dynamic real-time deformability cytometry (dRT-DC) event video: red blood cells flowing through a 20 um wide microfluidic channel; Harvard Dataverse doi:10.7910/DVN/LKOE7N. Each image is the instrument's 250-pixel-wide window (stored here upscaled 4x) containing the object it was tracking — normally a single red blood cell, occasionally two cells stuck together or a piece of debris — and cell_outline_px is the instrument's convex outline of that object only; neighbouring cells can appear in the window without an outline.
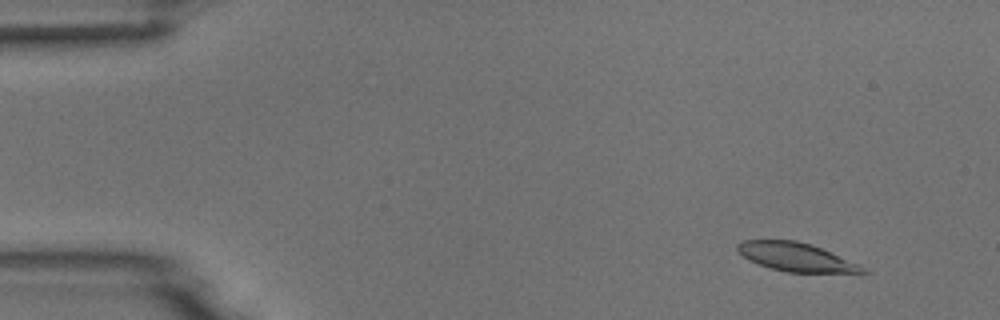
{"species": "common noctule bat (a hibernating species)", "species_latin": "Nyctalus noctula", "temperature_condition": "room temperature", "stored_images_in_passage": 6, "camera_frame_rate_fps": 3000, "um_per_image_px": 0.085, "animal": {"sex": "male", "body_mass_g": 18.8}, "frame": {"image": 1, "passage_image": 2, "time_ms": 0.333, "image_size_px": [1000, 320], "cell_outline_px": [[868, 272], [864, 276], [788, 272], [772, 268], [748, 260], [736, 248], [736, 244], [744, 240], [796, 240], [812, 244], [860, 264]], "centroid_in_image_um": [67.85, 21.9], "position_along_channel_um": 17.2, "area_um2": 21.68}}
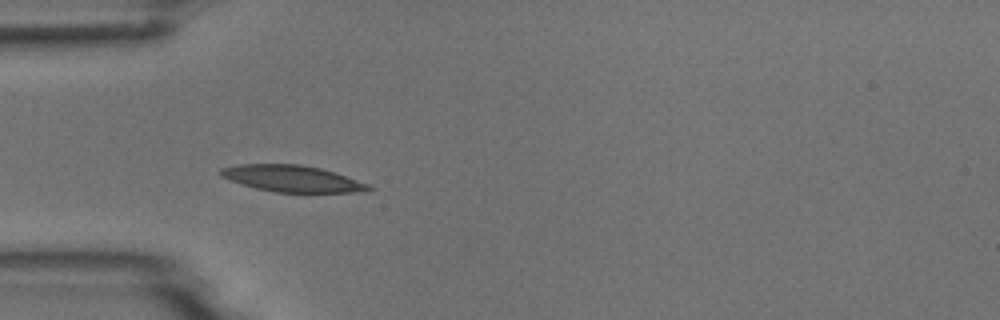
{"frame": {"image": 2, "passage_image": 5, "time_ms": 1.333, "image_size_px": [1000, 320], "cell_outline_px": [[376, 188], [352, 192], [276, 192], [256, 188], [220, 176], [220, 168], [236, 164], [300, 164], [320, 168], [336, 172], [372, 184]], "centroid_in_image_um": [24.89, 15.17], "position_along_channel_um": 60.1, "area_um2": 22.83}}